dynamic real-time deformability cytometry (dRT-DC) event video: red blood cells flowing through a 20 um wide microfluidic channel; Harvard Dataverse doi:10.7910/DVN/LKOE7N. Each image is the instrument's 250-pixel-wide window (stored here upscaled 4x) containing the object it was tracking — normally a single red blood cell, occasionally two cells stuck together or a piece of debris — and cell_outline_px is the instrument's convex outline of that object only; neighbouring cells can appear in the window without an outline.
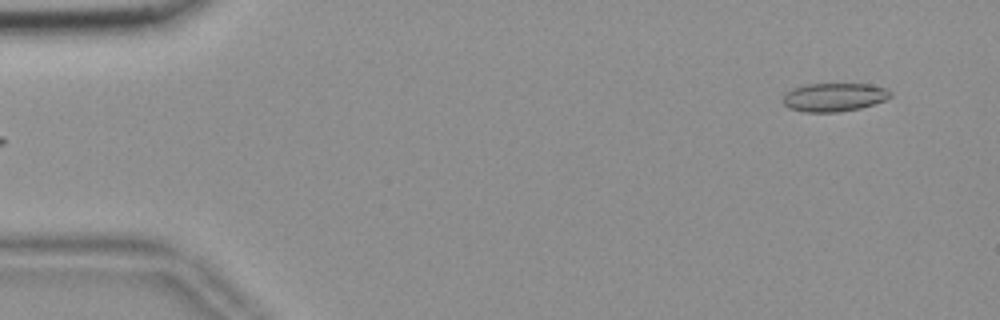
{"species": "common noctule bat (a hibernating species)", "species_latin": "Nyctalus noctula", "temperature_condition": "room temperature", "stored_images_in_passage": 26, "camera_frame_rate_fps": 3000, "um_per_image_px": 0.085, "animal": {"sex": "female", "body_mass_g": 18.4}, "frame": {"image": 1, "passage_image": 2, "time_ms": 0.333, "image_size_px": [1000, 320], "cell_outline_px": [[892, 96], [884, 100], [860, 108], [840, 112], [804, 112], [788, 108], [784, 104], [784, 92], [792, 88], [804, 84], [868, 84], [884, 88], [892, 92]], "centroid_in_image_um": [70.86, 8.26], "position_along_channel_um": 14.1, "area_um2": 17.86}}
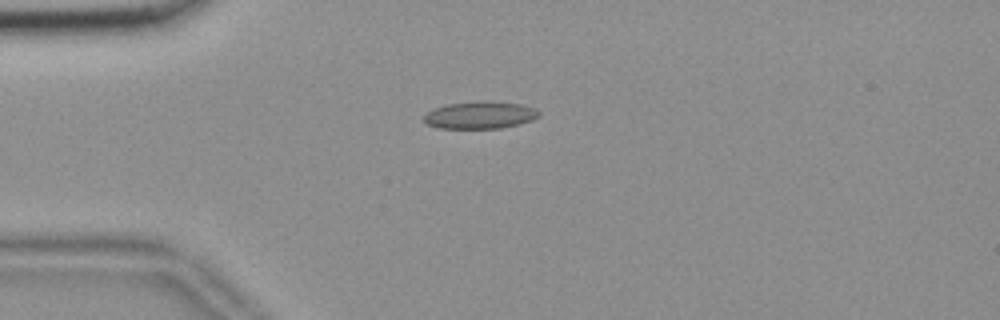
{"frame": {"image": 2, "passage_image": 12, "time_ms": 3.667, "image_size_px": [1000, 320], "cell_outline_px": [[540, 116], [532, 120], [500, 128], [440, 128], [428, 124], [420, 120], [432, 108], [448, 104], [484, 100], [492, 100], [520, 104], [536, 108], [540, 112]], "centroid_in_image_um": [40.8, 9.76], "position_along_channel_um": 44.2, "area_um2": 18.44}}